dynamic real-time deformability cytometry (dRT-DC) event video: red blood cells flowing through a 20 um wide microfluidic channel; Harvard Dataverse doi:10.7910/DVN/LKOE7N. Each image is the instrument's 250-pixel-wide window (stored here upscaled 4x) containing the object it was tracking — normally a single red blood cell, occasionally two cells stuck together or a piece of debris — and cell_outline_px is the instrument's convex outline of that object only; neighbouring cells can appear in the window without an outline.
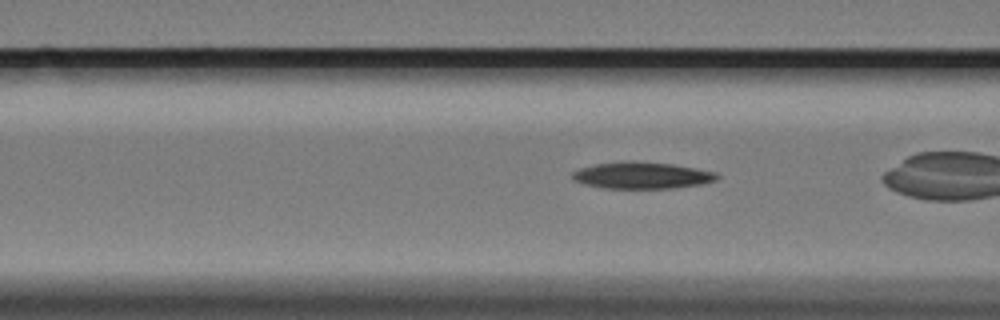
{"species": "Egyptian fruit bat (a non-hibernating species)", "species_latin": "Rousettus aegyptiacus", "temperature_condition": "cold", "stored_images_in_passage": 40, "camera_frame_rate_fps": 3000, "um_per_image_px": 0.085, "animal": {"sex": "female"}, "frame": {"image": 1, "passage_image": 15, "time_ms": 4.667, "image_size_px": [1000, 320], "cell_outline_px": [[720, 176], [716, 180], [704, 184], [672, 188], [604, 188], [572, 180], [572, 172], [580, 168], [596, 164], [628, 160], [632, 160], [672, 164], [696, 168], [716, 172]], "centroid_in_image_um": [54.6, 14.9], "position_along_channel_um": 112.0, "area_um2": 22.54}}
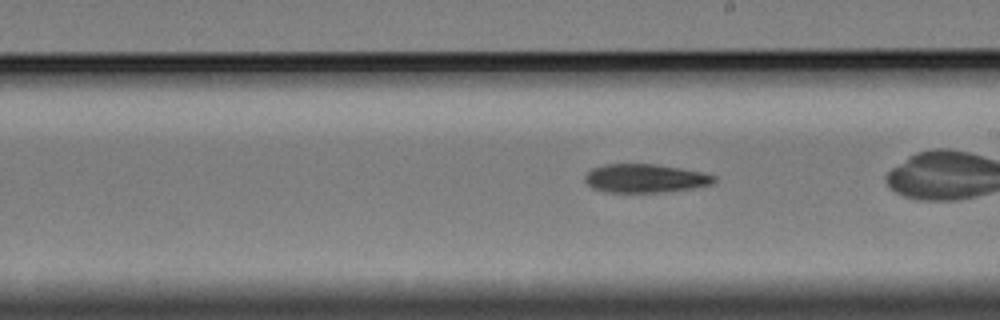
{"frame": {"image": 2, "passage_image": 26, "time_ms": 8.333, "image_size_px": [1000, 320], "cell_outline_px": [[716, 180], [712, 184], [692, 188], [660, 192], [608, 192], [592, 188], [584, 180], [584, 176], [592, 168], [604, 164], [656, 164], [680, 168], [700, 172], [716, 176]], "centroid_in_image_um": [54.81, 15.15], "position_along_channel_um": 234.2, "area_um2": 21.39}}